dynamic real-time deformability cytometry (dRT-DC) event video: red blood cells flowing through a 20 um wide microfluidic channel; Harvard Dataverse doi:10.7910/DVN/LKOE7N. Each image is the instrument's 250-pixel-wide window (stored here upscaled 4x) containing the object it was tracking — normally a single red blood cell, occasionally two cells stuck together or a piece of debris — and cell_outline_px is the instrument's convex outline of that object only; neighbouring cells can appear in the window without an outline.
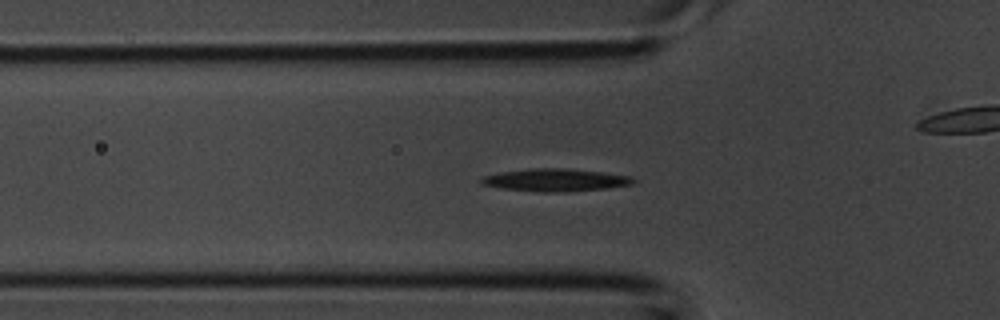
{"species": "common noctule bat (a hibernating species)", "species_latin": "Nyctalus noctula", "temperature_condition": "room temperature", "stored_images_in_passage": 38, "camera_frame_rate_fps": 3000, "um_per_image_px": 0.085, "animal": {"sex": "male", "body_mass_g": 20.1, "forearm_length_mm": 53.5}, "frame": {"image": 1, "passage_image": 11, "time_ms": 3.333, "image_size_px": [1000, 320], "cell_outline_px": [[636, 180], [632, 184], [608, 188], [568, 192], [540, 192], [504, 188], [480, 184], [480, 176], [500, 172], [528, 168], [568, 168], [632, 176]], "centroid_in_image_um": [47.19, 15.3], "position_along_channel_um": 78.6, "area_um2": 20.17}}
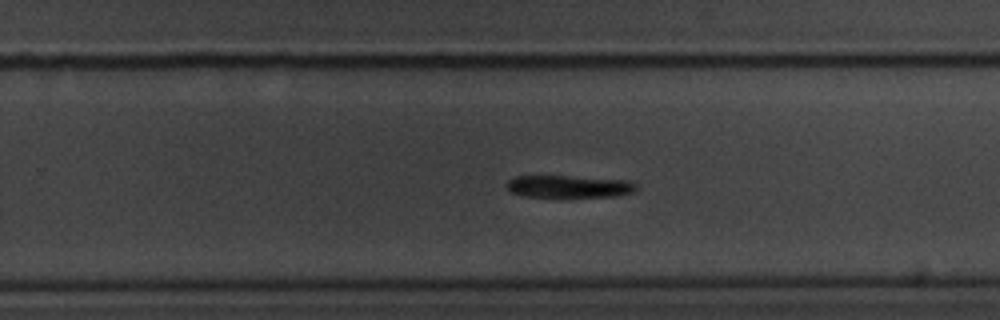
{"frame": {"image": 2, "passage_image": 23, "time_ms": 7.333, "image_size_px": [1000, 320], "cell_outline_px": [[636, 188], [632, 192], [612, 196], [568, 200], [560, 200], [524, 196], [512, 192], [504, 184], [508, 180], [516, 176], [572, 176], [632, 180], [636, 184]], "centroid_in_image_um": [48.34, 15.9], "position_along_channel_um": 281.5, "area_um2": 18.03}}
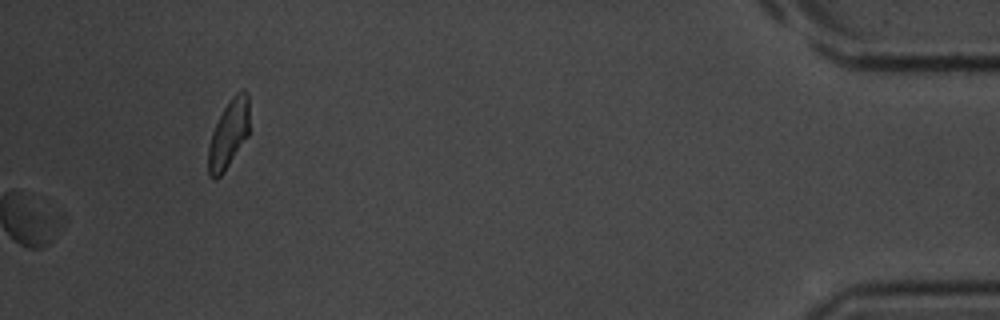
{"frame": {"image": 3, "passage_image": 38, "time_ms": 12.333, "image_size_px": [1000, 320], "cell_outline_px": [[248, 136], [224, 172], [216, 180], [208, 176], [208, 148], [212, 132], [224, 108], [232, 96], [240, 88], [244, 88], [248, 92]], "centroid_in_image_um": [19.43, 11.39], "position_along_channel_um": 415.8, "area_um2": 16.36}}